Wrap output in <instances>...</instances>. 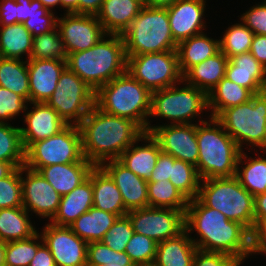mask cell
<instances>
[{
	"mask_svg": "<svg viewBox=\"0 0 266 266\" xmlns=\"http://www.w3.org/2000/svg\"><path fill=\"white\" fill-rule=\"evenodd\" d=\"M79 0H61V9L63 13H77L78 14Z\"/></svg>",
	"mask_w": 266,
	"mask_h": 266,
	"instance_id": "cell-59",
	"label": "cell"
},
{
	"mask_svg": "<svg viewBox=\"0 0 266 266\" xmlns=\"http://www.w3.org/2000/svg\"><path fill=\"white\" fill-rule=\"evenodd\" d=\"M17 3V23H23L30 18L32 0H15Z\"/></svg>",
	"mask_w": 266,
	"mask_h": 266,
	"instance_id": "cell-58",
	"label": "cell"
},
{
	"mask_svg": "<svg viewBox=\"0 0 266 266\" xmlns=\"http://www.w3.org/2000/svg\"><path fill=\"white\" fill-rule=\"evenodd\" d=\"M94 165L90 162L55 164L41 167L37 171L57 193L64 196L83 183Z\"/></svg>",
	"mask_w": 266,
	"mask_h": 266,
	"instance_id": "cell-25",
	"label": "cell"
},
{
	"mask_svg": "<svg viewBox=\"0 0 266 266\" xmlns=\"http://www.w3.org/2000/svg\"><path fill=\"white\" fill-rule=\"evenodd\" d=\"M197 173L201 180L236 176L241 150L214 117L196 124Z\"/></svg>",
	"mask_w": 266,
	"mask_h": 266,
	"instance_id": "cell-5",
	"label": "cell"
},
{
	"mask_svg": "<svg viewBox=\"0 0 266 266\" xmlns=\"http://www.w3.org/2000/svg\"><path fill=\"white\" fill-rule=\"evenodd\" d=\"M134 234L131 221L127 215L118 217L108 229L101 242L117 252H123Z\"/></svg>",
	"mask_w": 266,
	"mask_h": 266,
	"instance_id": "cell-47",
	"label": "cell"
},
{
	"mask_svg": "<svg viewBox=\"0 0 266 266\" xmlns=\"http://www.w3.org/2000/svg\"><path fill=\"white\" fill-rule=\"evenodd\" d=\"M169 181L189 201L198 197L201 179L196 166L175 159Z\"/></svg>",
	"mask_w": 266,
	"mask_h": 266,
	"instance_id": "cell-40",
	"label": "cell"
},
{
	"mask_svg": "<svg viewBox=\"0 0 266 266\" xmlns=\"http://www.w3.org/2000/svg\"><path fill=\"white\" fill-rule=\"evenodd\" d=\"M42 243L39 231L28 239L5 243V266H29Z\"/></svg>",
	"mask_w": 266,
	"mask_h": 266,
	"instance_id": "cell-42",
	"label": "cell"
},
{
	"mask_svg": "<svg viewBox=\"0 0 266 266\" xmlns=\"http://www.w3.org/2000/svg\"><path fill=\"white\" fill-rule=\"evenodd\" d=\"M185 212L169 208L146 207L129 211L134 232L157 243L178 236L185 230Z\"/></svg>",
	"mask_w": 266,
	"mask_h": 266,
	"instance_id": "cell-13",
	"label": "cell"
},
{
	"mask_svg": "<svg viewBox=\"0 0 266 266\" xmlns=\"http://www.w3.org/2000/svg\"><path fill=\"white\" fill-rule=\"evenodd\" d=\"M149 207L186 211L189 200L170 181L148 182Z\"/></svg>",
	"mask_w": 266,
	"mask_h": 266,
	"instance_id": "cell-39",
	"label": "cell"
},
{
	"mask_svg": "<svg viewBox=\"0 0 266 266\" xmlns=\"http://www.w3.org/2000/svg\"><path fill=\"white\" fill-rule=\"evenodd\" d=\"M23 208L33 218L49 222L56 214L61 195L39 174L26 166L21 167ZM34 214V215H33Z\"/></svg>",
	"mask_w": 266,
	"mask_h": 266,
	"instance_id": "cell-14",
	"label": "cell"
},
{
	"mask_svg": "<svg viewBox=\"0 0 266 266\" xmlns=\"http://www.w3.org/2000/svg\"><path fill=\"white\" fill-rule=\"evenodd\" d=\"M105 266H122V265H120V264H118V263H110V264L105 265Z\"/></svg>",
	"mask_w": 266,
	"mask_h": 266,
	"instance_id": "cell-65",
	"label": "cell"
},
{
	"mask_svg": "<svg viewBox=\"0 0 266 266\" xmlns=\"http://www.w3.org/2000/svg\"><path fill=\"white\" fill-rule=\"evenodd\" d=\"M29 266H56L52 253L44 242L38 247Z\"/></svg>",
	"mask_w": 266,
	"mask_h": 266,
	"instance_id": "cell-55",
	"label": "cell"
},
{
	"mask_svg": "<svg viewBox=\"0 0 266 266\" xmlns=\"http://www.w3.org/2000/svg\"><path fill=\"white\" fill-rule=\"evenodd\" d=\"M236 177L240 184L254 197L258 194L265 193L266 150H262L260 153L258 150L241 151L237 163Z\"/></svg>",
	"mask_w": 266,
	"mask_h": 266,
	"instance_id": "cell-29",
	"label": "cell"
},
{
	"mask_svg": "<svg viewBox=\"0 0 266 266\" xmlns=\"http://www.w3.org/2000/svg\"><path fill=\"white\" fill-rule=\"evenodd\" d=\"M14 169L11 163L0 161V179L7 177Z\"/></svg>",
	"mask_w": 266,
	"mask_h": 266,
	"instance_id": "cell-62",
	"label": "cell"
},
{
	"mask_svg": "<svg viewBox=\"0 0 266 266\" xmlns=\"http://www.w3.org/2000/svg\"><path fill=\"white\" fill-rule=\"evenodd\" d=\"M27 104L28 102L22 96L0 87V123L14 124L16 118L23 119Z\"/></svg>",
	"mask_w": 266,
	"mask_h": 266,
	"instance_id": "cell-48",
	"label": "cell"
},
{
	"mask_svg": "<svg viewBox=\"0 0 266 266\" xmlns=\"http://www.w3.org/2000/svg\"><path fill=\"white\" fill-rule=\"evenodd\" d=\"M216 119L241 151L266 150V90L223 110Z\"/></svg>",
	"mask_w": 266,
	"mask_h": 266,
	"instance_id": "cell-7",
	"label": "cell"
},
{
	"mask_svg": "<svg viewBox=\"0 0 266 266\" xmlns=\"http://www.w3.org/2000/svg\"><path fill=\"white\" fill-rule=\"evenodd\" d=\"M75 162H89L83 156L78 125H67L58 134L32 143L25 150L24 166L34 171L49 165Z\"/></svg>",
	"mask_w": 266,
	"mask_h": 266,
	"instance_id": "cell-10",
	"label": "cell"
},
{
	"mask_svg": "<svg viewBox=\"0 0 266 266\" xmlns=\"http://www.w3.org/2000/svg\"><path fill=\"white\" fill-rule=\"evenodd\" d=\"M17 24V3L15 0H0V26Z\"/></svg>",
	"mask_w": 266,
	"mask_h": 266,
	"instance_id": "cell-53",
	"label": "cell"
},
{
	"mask_svg": "<svg viewBox=\"0 0 266 266\" xmlns=\"http://www.w3.org/2000/svg\"><path fill=\"white\" fill-rule=\"evenodd\" d=\"M249 52L266 68V35H254Z\"/></svg>",
	"mask_w": 266,
	"mask_h": 266,
	"instance_id": "cell-54",
	"label": "cell"
},
{
	"mask_svg": "<svg viewBox=\"0 0 266 266\" xmlns=\"http://www.w3.org/2000/svg\"><path fill=\"white\" fill-rule=\"evenodd\" d=\"M151 96L152 92L126 71L95 91V106L110 115L130 119L147 132Z\"/></svg>",
	"mask_w": 266,
	"mask_h": 266,
	"instance_id": "cell-6",
	"label": "cell"
},
{
	"mask_svg": "<svg viewBox=\"0 0 266 266\" xmlns=\"http://www.w3.org/2000/svg\"><path fill=\"white\" fill-rule=\"evenodd\" d=\"M210 117L208 94L182 80L176 85L152 92L147 132L169 124H197ZM155 119L160 123L152 124Z\"/></svg>",
	"mask_w": 266,
	"mask_h": 266,
	"instance_id": "cell-3",
	"label": "cell"
},
{
	"mask_svg": "<svg viewBox=\"0 0 266 266\" xmlns=\"http://www.w3.org/2000/svg\"><path fill=\"white\" fill-rule=\"evenodd\" d=\"M177 0H145L144 6L167 8L174 4Z\"/></svg>",
	"mask_w": 266,
	"mask_h": 266,
	"instance_id": "cell-60",
	"label": "cell"
},
{
	"mask_svg": "<svg viewBox=\"0 0 266 266\" xmlns=\"http://www.w3.org/2000/svg\"><path fill=\"white\" fill-rule=\"evenodd\" d=\"M213 33L203 32L180 42L177 45L179 69L184 75L191 67L199 64L220 51V38Z\"/></svg>",
	"mask_w": 266,
	"mask_h": 266,
	"instance_id": "cell-28",
	"label": "cell"
},
{
	"mask_svg": "<svg viewBox=\"0 0 266 266\" xmlns=\"http://www.w3.org/2000/svg\"><path fill=\"white\" fill-rule=\"evenodd\" d=\"M78 127L83 156L94 166L119 159L144 133L134 121L105 113L95 105Z\"/></svg>",
	"mask_w": 266,
	"mask_h": 266,
	"instance_id": "cell-2",
	"label": "cell"
},
{
	"mask_svg": "<svg viewBox=\"0 0 266 266\" xmlns=\"http://www.w3.org/2000/svg\"><path fill=\"white\" fill-rule=\"evenodd\" d=\"M66 64L96 91L127 71L122 35L106 34L92 48L68 54Z\"/></svg>",
	"mask_w": 266,
	"mask_h": 266,
	"instance_id": "cell-4",
	"label": "cell"
},
{
	"mask_svg": "<svg viewBox=\"0 0 266 266\" xmlns=\"http://www.w3.org/2000/svg\"><path fill=\"white\" fill-rule=\"evenodd\" d=\"M240 14V15H239ZM237 17L255 34L266 35V0L256 2Z\"/></svg>",
	"mask_w": 266,
	"mask_h": 266,
	"instance_id": "cell-49",
	"label": "cell"
},
{
	"mask_svg": "<svg viewBox=\"0 0 266 266\" xmlns=\"http://www.w3.org/2000/svg\"><path fill=\"white\" fill-rule=\"evenodd\" d=\"M101 167L114 180L128 212L149 207L147 180L138 177L118 159L106 161Z\"/></svg>",
	"mask_w": 266,
	"mask_h": 266,
	"instance_id": "cell-20",
	"label": "cell"
},
{
	"mask_svg": "<svg viewBox=\"0 0 266 266\" xmlns=\"http://www.w3.org/2000/svg\"><path fill=\"white\" fill-rule=\"evenodd\" d=\"M157 245L152 238L134 232L126 245L125 253L135 265L152 263L156 258Z\"/></svg>",
	"mask_w": 266,
	"mask_h": 266,
	"instance_id": "cell-45",
	"label": "cell"
},
{
	"mask_svg": "<svg viewBox=\"0 0 266 266\" xmlns=\"http://www.w3.org/2000/svg\"><path fill=\"white\" fill-rule=\"evenodd\" d=\"M91 207H93V188L92 181L88 177L73 191L61 196L58 210L49 222L53 225L69 227Z\"/></svg>",
	"mask_w": 266,
	"mask_h": 266,
	"instance_id": "cell-27",
	"label": "cell"
},
{
	"mask_svg": "<svg viewBox=\"0 0 266 266\" xmlns=\"http://www.w3.org/2000/svg\"><path fill=\"white\" fill-rule=\"evenodd\" d=\"M45 223L39 233L54 258L56 266H87L88 243L69 227Z\"/></svg>",
	"mask_w": 266,
	"mask_h": 266,
	"instance_id": "cell-15",
	"label": "cell"
},
{
	"mask_svg": "<svg viewBox=\"0 0 266 266\" xmlns=\"http://www.w3.org/2000/svg\"><path fill=\"white\" fill-rule=\"evenodd\" d=\"M229 58L219 51L212 57L191 67L183 80L191 86L205 91L207 94L225 77V70Z\"/></svg>",
	"mask_w": 266,
	"mask_h": 266,
	"instance_id": "cell-31",
	"label": "cell"
},
{
	"mask_svg": "<svg viewBox=\"0 0 266 266\" xmlns=\"http://www.w3.org/2000/svg\"><path fill=\"white\" fill-rule=\"evenodd\" d=\"M257 255L266 257V222H261L254 227L251 232V258H256Z\"/></svg>",
	"mask_w": 266,
	"mask_h": 266,
	"instance_id": "cell-52",
	"label": "cell"
},
{
	"mask_svg": "<svg viewBox=\"0 0 266 266\" xmlns=\"http://www.w3.org/2000/svg\"><path fill=\"white\" fill-rule=\"evenodd\" d=\"M175 158L172 155L161 152L159 154L154 171L151 173L148 182L169 181Z\"/></svg>",
	"mask_w": 266,
	"mask_h": 266,
	"instance_id": "cell-51",
	"label": "cell"
},
{
	"mask_svg": "<svg viewBox=\"0 0 266 266\" xmlns=\"http://www.w3.org/2000/svg\"><path fill=\"white\" fill-rule=\"evenodd\" d=\"M253 95L249 89L223 77L208 93L210 115L216 118L223 110L251 100Z\"/></svg>",
	"mask_w": 266,
	"mask_h": 266,
	"instance_id": "cell-35",
	"label": "cell"
},
{
	"mask_svg": "<svg viewBox=\"0 0 266 266\" xmlns=\"http://www.w3.org/2000/svg\"><path fill=\"white\" fill-rule=\"evenodd\" d=\"M32 219L23 207L0 209V240L7 243L32 237L39 230Z\"/></svg>",
	"mask_w": 266,
	"mask_h": 266,
	"instance_id": "cell-32",
	"label": "cell"
},
{
	"mask_svg": "<svg viewBox=\"0 0 266 266\" xmlns=\"http://www.w3.org/2000/svg\"><path fill=\"white\" fill-rule=\"evenodd\" d=\"M23 207L21 167L0 179V209Z\"/></svg>",
	"mask_w": 266,
	"mask_h": 266,
	"instance_id": "cell-46",
	"label": "cell"
},
{
	"mask_svg": "<svg viewBox=\"0 0 266 266\" xmlns=\"http://www.w3.org/2000/svg\"><path fill=\"white\" fill-rule=\"evenodd\" d=\"M31 13L22 24L32 34V36L48 33L57 28L58 15L53 11H49L42 5L40 0L31 1Z\"/></svg>",
	"mask_w": 266,
	"mask_h": 266,
	"instance_id": "cell-43",
	"label": "cell"
},
{
	"mask_svg": "<svg viewBox=\"0 0 266 266\" xmlns=\"http://www.w3.org/2000/svg\"><path fill=\"white\" fill-rule=\"evenodd\" d=\"M25 150L32 144L58 134L68 124L46 102H29L19 120Z\"/></svg>",
	"mask_w": 266,
	"mask_h": 266,
	"instance_id": "cell-19",
	"label": "cell"
},
{
	"mask_svg": "<svg viewBox=\"0 0 266 266\" xmlns=\"http://www.w3.org/2000/svg\"><path fill=\"white\" fill-rule=\"evenodd\" d=\"M127 71L151 92L183 80L177 50L127 56Z\"/></svg>",
	"mask_w": 266,
	"mask_h": 266,
	"instance_id": "cell-12",
	"label": "cell"
},
{
	"mask_svg": "<svg viewBox=\"0 0 266 266\" xmlns=\"http://www.w3.org/2000/svg\"><path fill=\"white\" fill-rule=\"evenodd\" d=\"M208 3V0H177L167 7L172 37L177 44L210 28L206 19Z\"/></svg>",
	"mask_w": 266,
	"mask_h": 266,
	"instance_id": "cell-17",
	"label": "cell"
},
{
	"mask_svg": "<svg viewBox=\"0 0 266 266\" xmlns=\"http://www.w3.org/2000/svg\"><path fill=\"white\" fill-rule=\"evenodd\" d=\"M236 19L238 21L230 22L219 36L220 51L228 58L249 52L255 35L239 18Z\"/></svg>",
	"mask_w": 266,
	"mask_h": 266,
	"instance_id": "cell-37",
	"label": "cell"
},
{
	"mask_svg": "<svg viewBox=\"0 0 266 266\" xmlns=\"http://www.w3.org/2000/svg\"><path fill=\"white\" fill-rule=\"evenodd\" d=\"M104 0H79L78 14L96 15Z\"/></svg>",
	"mask_w": 266,
	"mask_h": 266,
	"instance_id": "cell-57",
	"label": "cell"
},
{
	"mask_svg": "<svg viewBox=\"0 0 266 266\" xmlns=\"http://www.w3.org/2000/svg\"><path fill=\"white\" fill-rule=\"evenodd\" d=\"M57 28L68 54L92 48L106 35L96 15L61 13Z\"/></svg>",
	"mask_w": 266,
	"mask_h": 266,
	"instance_id": "cell-16",
	"label": "cell"
},
{
	"mask_svg": "<svg viewBox=\"0 0 266 266\" xmlns=\"http://www.w3.org/2000/svg\"><path fill=\"white\" fill-rule=\"evenodd\" d=\"M117 218V215L93 206L70 224L69 228L87 243L98 242Z\"/></svg>",
	"mask_w": 266,
	"mask_h": 266,
	"instance_id": "cell-33",
	"label": "cell"
},
{
	"mask_svg": "<svg viewBox=\"0 0 266 266\" xmlns=\"http://www.w3.org/2000/svg\"><path fill=\"white\" fill-rule=\"evenodd\" d=\"M161 152L157 140L151 133L144 132L118 160L138 177L148 180Z\"/></svg>",
	"mask_w": 266,
	"mask_h": 266,
	"instance_id": "cell-22",
	"label": "cell"
},
{
	"mask_svg": "<svg viewBox=\"0 0 266 266\" xmlns=\"http://www.w3.org/2000/svg\"><path fill=\"white\" fill-rule=\"evenodd\" d=\"M185 230L197 249L228 254L243 266L249 261L251 232L241 223L207 207L198 197L188 202Z\"/></svg>",
	"mask_w": 266,
	"mask_h": 266,
	"instance_id": "cell-1",
	"label": "cell"
},
{
	"mask_svg": "<svg viewBox=\"0 0 266 266\" xmlns=\"http://www.w3.org/2000/svg\"><path fill=\"white\" fill-rule=\"evenodd\" d=\"M225 77L253 94L266 90V68L250 52L230 57Z\"/></svg>",
	"mask_w": 266,
	"mask_h": 266,
	"instance_id": "cell-23",
	"label": "cell"
},
{
	"mask_svg": "<svg viewBox=\"0 0 266 266\" xmlns=\"http://www.w3.org/2000/svg\"><path fill=\"white\" fill-rule=\"evenodd\" d=\"M5 242L0 240V266H5Z\"/></svg>",
	"mask_w": 266,
	"mask_h": 266,
	"instance_id": "cell-63",
	"label": "cell"
},
{
	"mask_svg": "<svg viewBox=\"0 0 266 266\" xmlns=\"http://www.w3.org/2000/svg\"><path fill=\"white\" fill-rule=\"evenodd\" d=\"M68 125H79L95 105V90L66 68L46 101Z\"/></svg>",
	"mask_w": 266,
	"mask_h": 266,
	"instance_id": "cell-11",
	"label": "cell"
},
{
	"mask_svg": "<svg viewBox=\"0 0 266 266\" xmlns=\"http://www.w3.org/2000/svg\"><path fill=\"white\" fill-rule=\"evenodd\" d=\"M29 102H46L57 87L66 61L59 59H29Z\"/></svg>",
	"mask_w": 266,
	"mask_h": 266,
	"instance_id": "cell-21",
	"label": "cell"
},
{
	"mask_svg": "<svg viewBox=\"0 0 266 266\" xmlns=\"http://www.w3.org/2000/svg\"><path fill=\"white\" fill-rule=\"evenodd\" d=\"M266 222V192L254 197V227Z\"/></svg>",
	"mask_w": 266,
	"mask_h": 266,
	"instance_id": "cell-56",
	"label": "cell"
},
{
	"mask_svg": "<svg viewBox=\"0 0 266 266\" xmlns=\"http://www.w3.org/2000/svg\"><path fill=\"white\" fill-rule=\"evenodd\" d=\"M197 247L184 230L178 236L159 242L155 263L158 266H192Z\"/></svg>",
	"mask_w": 266,
	"mask_h": 266,
	"instance_id": "cell-30",
	"label": "cell"
},
{
	"mask_svg": "<svg viewBox=\"0 0 266 266\" xmlns=\"http://www.w3.org/2000/svg\"><path fill=\"white\" fill-rule=\"evenodd\" d=\"M192 266H243L236 258L219 252L196 250Z\"/></svg>",
	"mask_w": 266,
	"mask_h": 266,
	"instance_id": "cell-50",
	"label": "cell"
},
{
	"mask_svg": "<svg viewBox=\"0 0 266 266\" xmlns=\"http://www.w3.org/2000/svg\"><path fill=\"white\" fill-rule=\"evenodd\" d=\"M88 177L92 181L93 206L95 208L113 213L118 217L128 213L114 180L101 166H94Z\"/></svg>",
	"mask_w": 266,
	"mask_h": 266,
	"instance_id": "cell-26",
	"label": "cell"
},
{
	"mask_svg": "<svg viewBox=\"0 0 266 266\" xmlns=\"http://www.w3.org/2000/svg\"><path fill=\"white\" fill-rule=\"evenodd\" d=\"M126 56L177 50L167 8L143 6L130 27L121 34Z\"/></svg>",
	"mask_w": 266,
	"mask_h": 266,
	"instance_id": "cell-8",
	"label": "cell"
},
{
	"mask_svg": "<svg viewBox=\"0 0 266 266\" xmlns=\"http://www.w3.org/2000/svg\"><path fill=\"white\" fill-rule=\"evenodd\" d=\"M110 263H118L122 266H137L125 251H114L101 241L88 243L87 266H105Z\"/></svg>",
	"mask_w": 266,
	"mask_h": 266,
	"instance_id": "cell-44",
	"label": "cell"
},
{
	"mask_svg": "<svg viewBox=\"0 0 266 266\" xmlns=\"http://www.w3.org/2000/svg\"><path fill=\"white\" fill-rule=\"evenodd\" d=\"M198 198L209 208L224 214L229 220L254 229V196L239 182L236 176L210 178L200 181Z\"/></svg>",
	"mask_w": 266,
	"mask_h": 266,
	"instance_id": "cell-9",
	"label": "cell"
},
{
	"mask_svg": "<svg viewBox=\"0 0 266 266\" xmlns=\"http://www.w3.org/2000/svg\"><path fill=\"white\" fill-rule=\"evenodd\" d=\"M33 36L22 23L0 26V56L4 58L30 59Z\"/></svg>",
	"mask_w": 266,
	"mask_h": 266,
	"instance_id": "cell-34",
	"label": "cell"
},
{
	"mask_svg": "<svg viewBox=\"0 0 266 266\" xmlns=\"http://www.w3.org/2000/svg\"><path fill=\"white\" fill-rule=\"evenodd\" d=\"M143 5L137 0H104L96 14L106 34H123Z\"/></svg>",
	"mask_w": 266,
	"mask_h": 266,
	"instance_id": "cell-24",
	"label": "cell"
},
{
	"mask_svg": "<svg viewBox=\"0 0 266 266\" xmlns=\"http://www.w3.org/2000/svg\"><path fill=\"white\" fill-rule=\"evenodd\" d=\"M0 87L22 96L29 103L27 61L0 57Z\"/></svg>",
	"mask_w": 266,
	"mask_h": 266,
	"instance_id": "cell-36",
	"label": "cell"
},
{
	"mask_svg": "<svg viewBox=\"0 0 266 266\" xmlns=\"http://www.w3.org/2000/svg\"><path fill=\"white\" fill-rule=\"evenodd\" d=\"M137 1H139L144 6L145 0H137Z\"/></svg>",
	"mask_w": 266,
	"mask_h": 266,
	"instance_id": "cell-66",
	"label": "cell"
},
{
	"mask_svg": "<svg viewBox=\"0 0 266 266\" xmlns=\"http://www.w3.org/2000/svg\"><path fill=\"white\" fill-rule=\"evenodd\" d=\"M42 5L46 7L49 11L57 12L56 9L59 11L61 10V0H40ZM56 8V9H55Z\"/></svg>",
	"mask_w": 266,
	"mask_h": 266,
	"instance_id": "cell-61",
	"label": "cell"
},
{
	"mask_svg": "<svg viewBox=\"0 0 266 266\" xmlns=\"http://www.w3.org/2000/svg\"><path fill=\"white\" fill-rule=\"evenodd\" d=\"M137 266H158V265L155 262H152V263H147V264L137 265Z\"/></svg>",
	"mask_w": 266,
	"mask_h": 266,
	"instance_id": "cell-64",
	"label": "cell"
},
{
	"mask_svg": "<svg viewBox=\"0 0 266 266\" xmlns=\"http://www.w3.org/2000/svg\"><path fill=\"white\" fill-rule=\"evenodd\" d=\"M150 133L162 152L197 166L199 152L196 124H169L155 127Z\"/></svg>",
	"mask_w": 266,
	"mask_h": 266,
	"instance_id": "cell-18",
	"label": "cell"
},
{
	"mask_svg": "<svg viewBox=\"0 0 266 266\" xmlns=\"http://www.w3.org/2000/svg\"><path fill=\"white\" fill-rule=\"evenodd\" d=\"M68 53L58 28L33 37L30 59H59L67 61Z\"/></svg>",
	"mask_w": 266,
	"mask_h": 266,
	"instance_id": "cell-41",
	"label": "cell"
},
{
	"mask_svg": "<svg viewBox=\"0 0 266 266\" xmlns=\"http://www.w3.org/2000/svg\"><path fill=\"white\" fill-rule=\"evenodd\" d=\"M0 161L9 162L15 168L24 166L25 148L17 124L0 123Z\"/></svg>",
	"mask_w": 266,
	"mask_h": 266,
	"instance_id": "cell-38",
	"label": "cell"
}]
</instances>
